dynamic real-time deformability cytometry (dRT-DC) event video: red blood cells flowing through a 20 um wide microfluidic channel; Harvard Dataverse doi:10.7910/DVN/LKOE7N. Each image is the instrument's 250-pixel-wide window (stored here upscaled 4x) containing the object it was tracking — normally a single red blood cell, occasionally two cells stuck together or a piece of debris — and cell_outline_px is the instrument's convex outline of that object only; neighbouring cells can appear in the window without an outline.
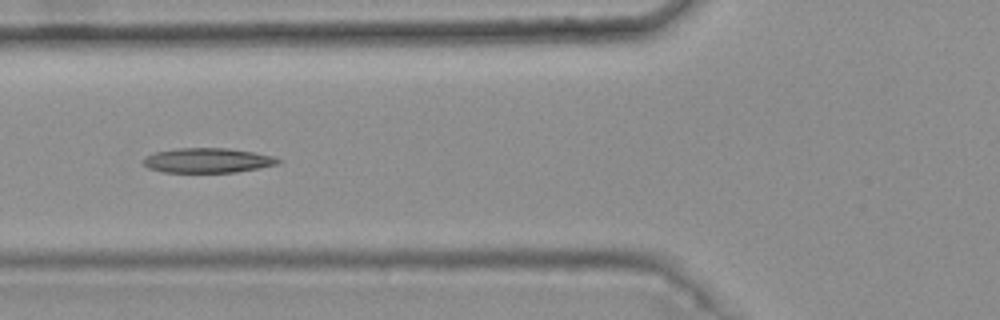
{"species": "common noctule bat (a hibernating species)", "species_latin": "Nyctalus noctula", "temperature_condition": "warm", "stored_images_in_passage": 7, "camera_frame_rate_fps": 3000, "um_per_image_px": 0.085, "animal": {"sex": "female", "body_mass_g": 25.1}, "frame": {"image": 1, "passage_image": 5, "time_ms": 1.333, "image_size_px": [1000, 320], "cell_outline_px": [[284, 160], [280, 164], [260, 168], [236, 172], [164, 172], [148, 168], [144, 164], [144, 160], [148, 156], [156, 152], [176, 148], [228, 148], [252, 152], [272, 156]], "centroid_in_image_um": [17.71, 13.64], "position_along_channel_um": 108.1, "area_um2": 19.36}}
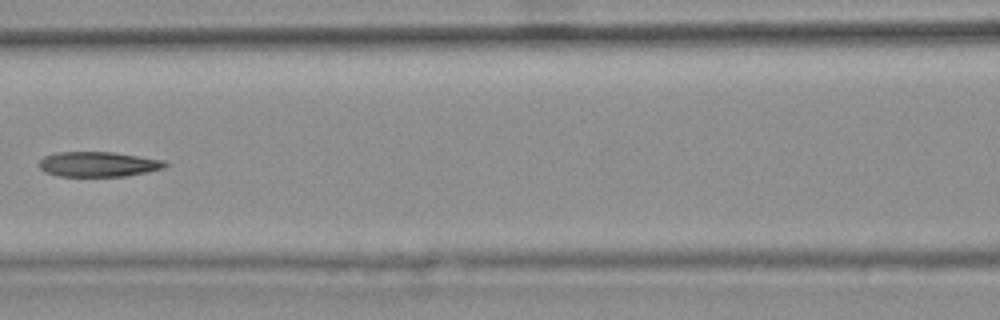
{"frame": {"image": 2, "passage_image": 6, "time_ms": 1.667, "image_size_px": [1000, 320], "cell_outline_px": [[168, 164], [164, 168], [148, 172], [124, 176], [60, 176], [44, 172], [36, 164], [44, 156], [56, 152], [112, 152], [164, 160]], "centroid_in_image_um": [8.32, 13.96], "position_along_channel_um": 158.3, "area_um2": 18.44}}
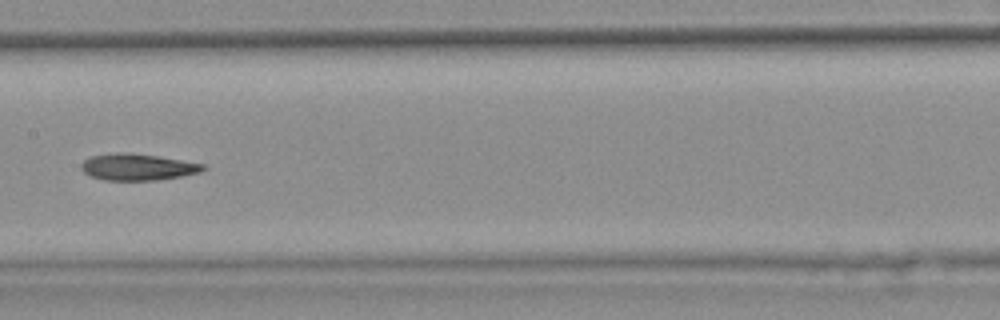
{"frame": {"image": 3, "passage_image": 7, "time_ms": 2.0, "image_size_px": [1000, 320], "cell_outline_px": [[208, 168], [200, 172], [180, 176], [152, 180], [104, 180], [92, 176], [84, 172], [80, 168], [80, 164], [88, 156], [116, 152], [124, 152], [156, 156], [204, 164]], "centroid_in_image_um": [11.65, 14.19], "position_along_channel_um": 195.8, "area_um2": 18.73}}